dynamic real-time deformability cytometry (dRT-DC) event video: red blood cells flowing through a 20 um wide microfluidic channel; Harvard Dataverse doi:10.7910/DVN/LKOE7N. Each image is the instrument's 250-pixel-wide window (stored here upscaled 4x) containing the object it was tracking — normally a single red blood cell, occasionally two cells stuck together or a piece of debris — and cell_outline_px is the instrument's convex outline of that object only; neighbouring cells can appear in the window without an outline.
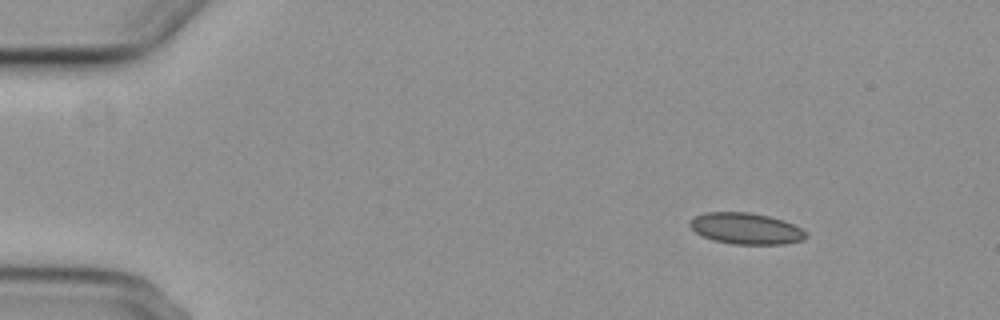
{"species": "common noctule bat (a hibernating species)", "species_latin": "Nyctalus noctula", "temperature_condition": "cold", "stored_images_in_passage": 5, "camera_frame_rate_fps": 3000, "um_per_image_px": 0.085, "animal": {"sex": "female", "body_mass_g": 29.2, "forearm_length_mm": 56.3}, "frame": {"image": 1, "passage_image": 1, "time_ms": 0.0, "image_size_px": [1000, 320], "cell_outline_px": [[808, 236], [804, 240], [784, 244], [732, 244], [712, 240], [696, 232], [688, 224], [688, 220], [704, 212], [748, 212], [768, 216], [784, 220], [808, 232]], "centroid_in_image_um": [63.42, 19.43], "position_along_channel_um": 21.6, "area_um2": 21.27}}
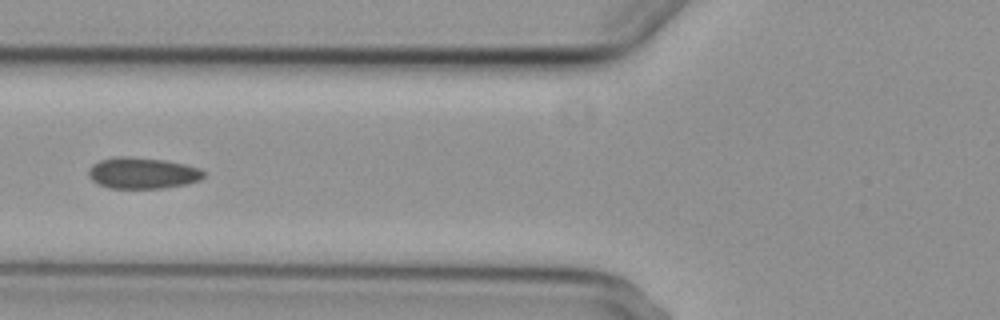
{"frame": {"image": 2, "passage_image": 5, "time_ms": 5.0, "image_size_px": [1000, 320], "cell_outline_px": [[204, 176], [200, 180], [188, 184], [164, 188], [108, 188], [92, 180], [88, 176], [88, 168], [92, 164], [100, 160], [116, 156], [124, 156], [164, 160], [184, 164], [200, 168], [204, 172]], "centroid_in_image_um": [12.1, 14.71], "position_along_channel_um": 113.7, "area_um2": 21.04}}